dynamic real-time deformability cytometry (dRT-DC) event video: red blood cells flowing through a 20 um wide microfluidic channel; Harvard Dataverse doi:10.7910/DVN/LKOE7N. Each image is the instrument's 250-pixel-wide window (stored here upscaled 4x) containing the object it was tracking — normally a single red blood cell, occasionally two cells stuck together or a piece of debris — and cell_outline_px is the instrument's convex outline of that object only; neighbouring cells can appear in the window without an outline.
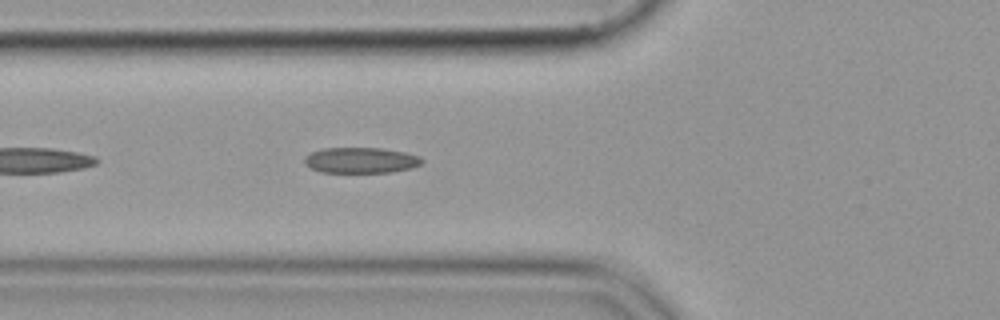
{"species": "common noctule bat (a hibernating species)", "species_latin": "Nyctalus noctula", "temperature_condition": "cold", "stored_images_in_passage": 36, "camera_frame_rate_fps": 3000, "um_per_image_px": 0.085, "animal": {"sex": "female", "body_mass_g": 19.9}, "frame": {"image": 1, "passage_image": 5, "time_ms": 1.333, "image_size_px": [1000, 320], "cell_outline_px": [[424, 160], [420, 164], [408, 168], [392, 172], [320, 172], [304, 164], [304, 156], [312, 152], [324, 148], [380, 148], [404, 152], [420, 156]], "centroid_in_image_um": [30.64, 13.62], "position_along_channel_um": 95.2, "area_um2": 17.46}}
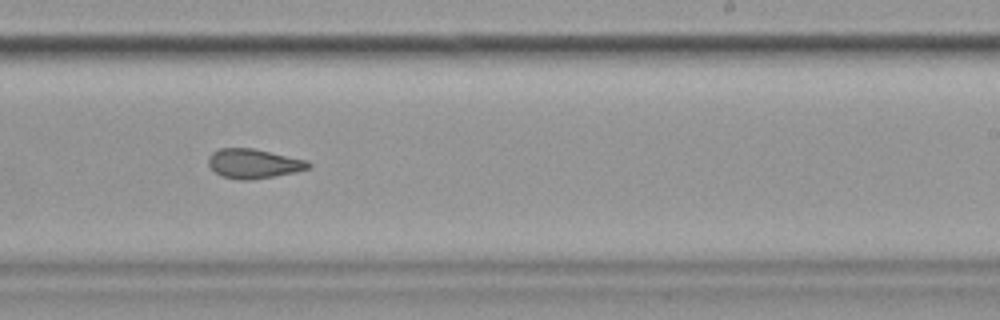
{"frame": {"image": 2, "passage_image": 19, "time_ms": 6.0, "image_size_px": [1000, 320], "cell_outline_px": [[312, 168], [296, 172], [248, 180], [240, 180], [220, 176], [208, 164], [208, 156], [212, 152], [220, 148], [252, 148], [308, 160], [312, 164]], "centroid_in_image_um": [21.58, 13.9], "position_along_channel_um": 267.4, "area_um2": 17.22}}
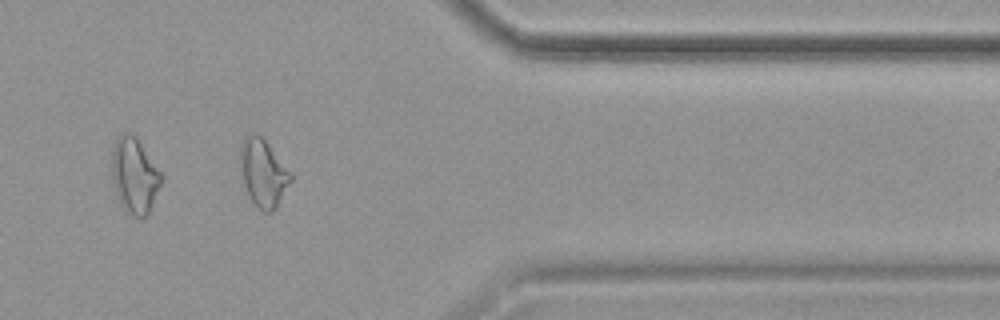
{"frame": {"image": 3, "passage_image": 30, "time_ms": 9.667, "image_size_px": [1000, 320], "cell_outline_px": [[292, 180], [276, 208], [272, 212], [264, 212], [252, 200], [248, 192], [240, 168], [240, 144], [244, 136], [252, 132], [256, 132], [264, 140], [292, 172]], "centroid_in_image_um": [22.38, 14.66], "position_along_channel_um": 389.0, "area_um2": 19.65}}